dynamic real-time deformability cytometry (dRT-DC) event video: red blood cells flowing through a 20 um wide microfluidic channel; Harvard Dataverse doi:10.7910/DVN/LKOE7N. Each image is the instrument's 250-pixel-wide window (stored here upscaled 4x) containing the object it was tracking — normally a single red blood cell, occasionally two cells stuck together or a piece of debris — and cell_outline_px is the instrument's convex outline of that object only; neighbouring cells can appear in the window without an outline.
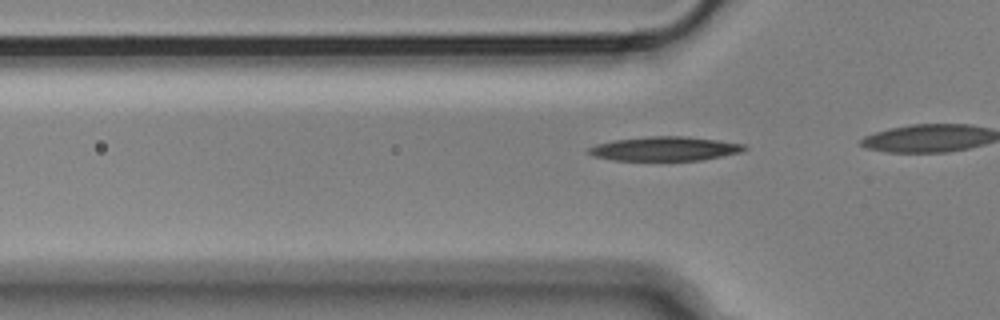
{"species": "Egyptian fruit bat (a non-hibernating species)", "species_latin": "Rousettus aegyptiacus", "temperature_condition": "cold", "stored_images_in_passage": 7, "camera_frame_rate_fps": 3000, "um_per_image_px": 0.085, "animal": {"sex": "male"}, "frame": {"image": 1, "passage_image": 2, "time_ms": 0.333, "image_size_px": [1000, 320], "cell_outline_px": [[748, 148], [740, 152], [700, 160], [612, 160], [592, 156], [584, 152], [588, 148], [596, 144], [612, 140], [648, 136], [688, 136], [744, 144]], "centroid_in_image_um": [56.43, 12.63], "position_along_channel_um": 69.4, "area_um2": 21.96}}
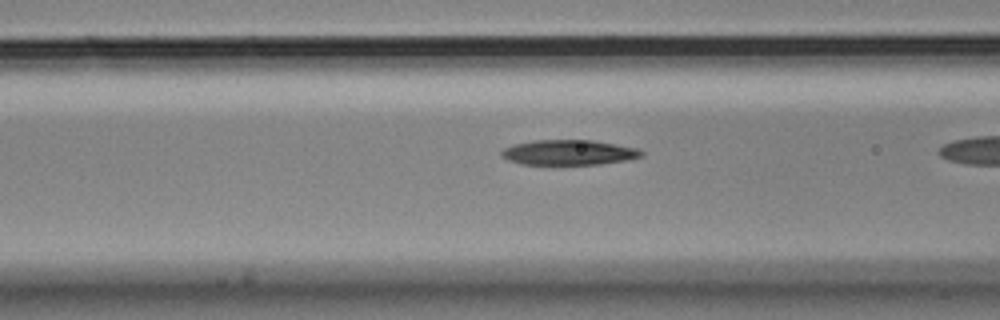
{"frame": {"image": 2, "passage_image": 6, "time_ms": 1.667, "image_size_px": [1000, 320], "cell_outline_px": [[644, 156], [628, 160], [600, 164], [520, 164], [508, 160], [500, 156], [500, 152], [504, 148], [516, 144], [532, 140], [592, 140], [640, 148], [644, 152]], "centroid_in_image_um": [48.38, 12.96], "position_along_channel_um": 118.2, "area_um2": 20.63}}